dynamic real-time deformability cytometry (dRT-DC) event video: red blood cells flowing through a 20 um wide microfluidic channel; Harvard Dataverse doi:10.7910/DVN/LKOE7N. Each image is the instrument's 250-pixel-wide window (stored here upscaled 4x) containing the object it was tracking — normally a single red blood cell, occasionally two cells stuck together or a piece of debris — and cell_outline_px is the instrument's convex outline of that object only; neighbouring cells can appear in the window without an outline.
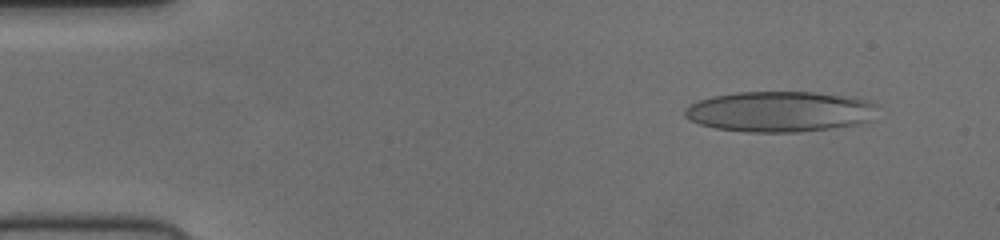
{"species": "human", "species_latin": "Homo sapiens", "temperature_condition": "cold", "stored_images_in_passage": 52, "camera_frame_rate_fps": 3000, "um_per_image_px": 0.085, "donor": {"sex": "female"}, "frame": {"image": 1, "passage_image": 5, "time_ms": 1.333, "image_size_px": [1000, 240], "cell_outline_px": [[876, 104], [868, 120], [856, 124], [828, 128], [796, 132], [748, 132], [716, 128], [700, 124], [688, 120], [684, 116], [684, 108], [700, 100], [712, 96], [736, 92], [816, 92], [848, 96], [868, 100]], "centroid_in_image_um": [66.21, 9.47], "position_along_channel_um": 18.8, "area_um2": 45.2}}
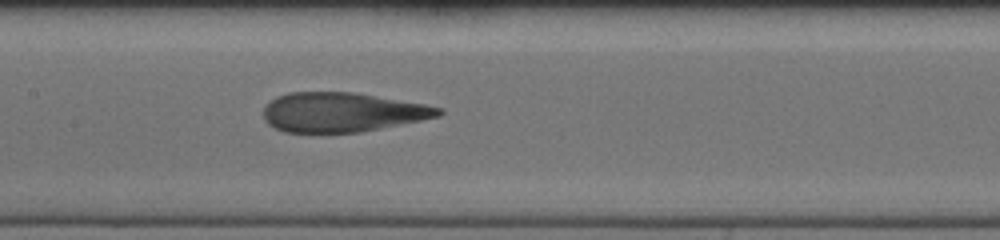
{"frame": {"image": 2, "passage_image": 25, "time_ms": 8.0, "image_size_px": [1000, 240], "cell_outline_px": [[444, 112], [440, 116], [360, 132], [284, 132], [268, 124], [264, 120], [264, 108], [276, 96], [288, 92], [352, 92], [424, 104], [444, 108]], "centroid_in_image_um": [29.07, 9.53], "position_along_channel_um": 178.3, "area_um2": 39.94}}
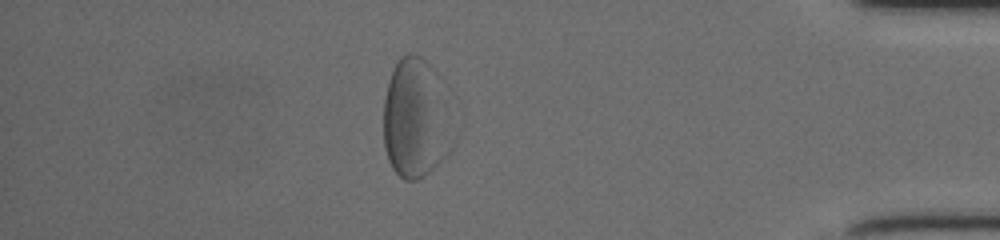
{"frame": {"image": 3, "passage_image": 45, "time_ms": 14.667, "image_size_px": [1000, 240], "cell_outline_px": [[440, 156], [436, 164], [424, 176], [416, 180], [404, 180], [392, 168], [388, 160], [384, 148], [384, 100], [388, 80], [392, 68], [400, 56], [408, 52], [412, 52], [420, 56], [432, 64], [440, 76]], "centroid_in_image_um": [35.06, 9.95], "position_along_channel_um": 400.1, "area_um2": 44.22}}